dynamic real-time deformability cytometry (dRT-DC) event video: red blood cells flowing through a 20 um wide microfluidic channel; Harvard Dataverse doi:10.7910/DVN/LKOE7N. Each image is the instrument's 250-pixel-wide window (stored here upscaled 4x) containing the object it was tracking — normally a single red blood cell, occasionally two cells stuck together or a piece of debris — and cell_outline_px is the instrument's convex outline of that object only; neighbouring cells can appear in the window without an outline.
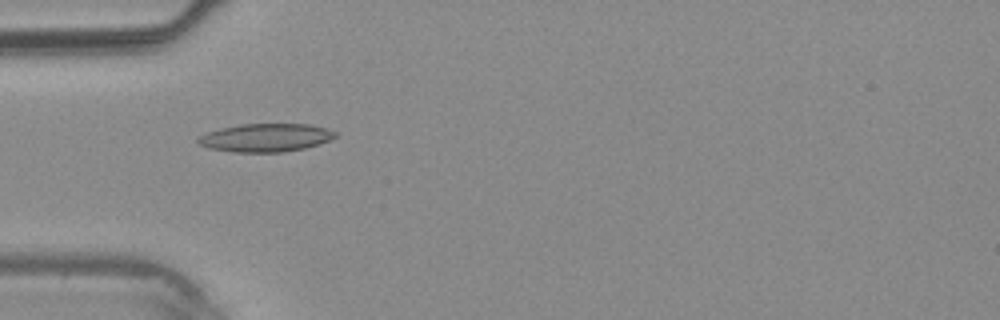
{"species": "common noctule bat (a hibernating species)", "species_latin": "Nyctalus noctula", "temperature_condition": "warm", "stored_images_in_passage": 34, "camera_frame_rate_fps": 3000, "um_per_image_px": 0.085, "animal": {"sex": "male", "body_mass_g": 20.4}, "frame": {"image": 1, "passage_image": 8, "time_ms": 2.333, "image_size_px": [1000, 320], "cell_outline_px": [[340, 136], [304, 148], [284, 152], [232, 152], [208, 148], [196, 144], [196, 140], [204, 132], [220, 128], [240, 124], [312, 124], [336, 132]], "centroid_in_image_um": [22.52, 11.7], "position_along_channel_um": 62.5, "area_um2": 22.72}}
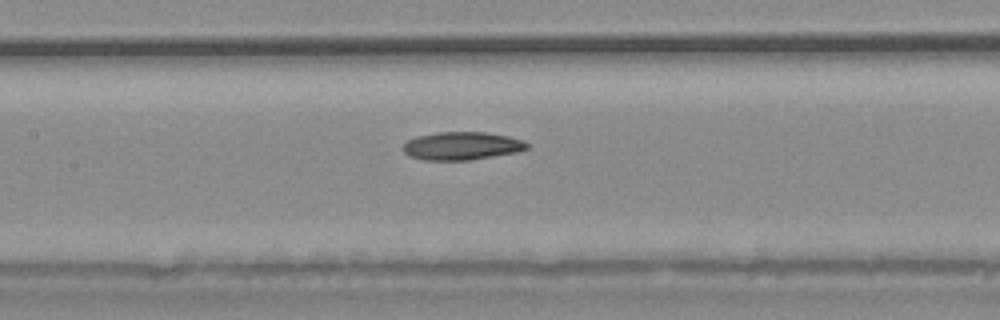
{"frame": {"image": 2, "passage_image": 14, "time_ms": 4.333, "image_size_px": [1000, 320], "cell_outline_px": [[528, 148], [516, 152], [468, 160], [424, 160], [408, 156], [404, 152], [404, 144], [408, 140], [416, 136], [436, 132], [484, 132], [508, 136], [520, 140], [528, 144]], "centroid_in_image_um": [39.21, 12.4], "position_along_channel_um": 168.2, "area_um2": 20.06}}
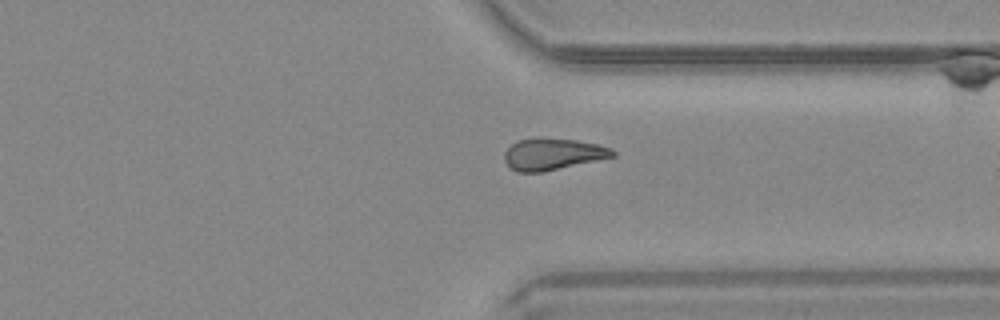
{"frame": {"image": 3, "passage_image": 25, "time_ms": 8.0, "image_size_px": [1000, 320], "cell_outline_px": [[616, 156], [544, 172], [516, 172], [508, 168], [504, 160], [504, 152], [512, 144], [520, 140], [536, 136], [540, 136], [576, 140], [596, 144], [608, 148], [616, 152]], "centroid_in_image_um": [46.93, 13.09], "position_along_channel_um": 364.5, "area_um2": 20.29}}